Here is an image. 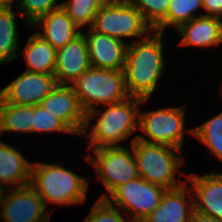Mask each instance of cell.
<instances>
[{
	"mask_svg": "<svg viewBox=\"0 0 222 222\" xmlns=\"http://www.w3.org/2000/svg\"><path fill=\"white\" fill-rule=\"evenodd\" d=\"M14 1L15 0H0V8H12V3Z\"/></svg>",
	"mask_w": 222,
	"mask_h": 222,
	"instance_id": "obj_32",
	"label": "cell"
},
{
	"mask_svg": "<svg viewBox=\"0 0 222 222\" xmlns=\"http://www.w3.org/2000/svg\"><path fill=\"white\" fill-rule=\"evenodd\" d=\"M92 152L94 156L88 155L87 160L106 189L99 199H106L117 187L139 177L132 147H105Z\"/></svg>",
	"mask_w": 222,
	"mask_h": 222,
	"instance_id": "obj_8",
	"label": "cell"
},
{
	"mask_svg": "<svg viewBox=\"0 0 222 222\" xmlns=\"http://www.w3.org/2000/svg\"><path fill=\"white\" fill-rule=\"evenodd\" d=\"M16 16L13 8H0L1 64L15 60L20 52Z\"/></svg>",
	"mask_w": 222,
	"mask_h": 222,
	"instance_id": "obj_21",
	"label": "cell"
},
{
	"mask_svg": "<svg viewBox=\"0 0 222 222\" xmlns=\"http://www.w3.org/2000/svg\"><path fill=\"white\" fill-rule=\"evenodd\" d=\"M107 0H69L62 2L61 6L74 24L81 28L93 24L95 14Z\"/></svg>",
	"mask_w": 222,
	"mask_h": 222,
	"instance_id": "obj_25",
	"label": "cell"
},
{
	"mask_svg": "<svg viewBox=\"0 0 222 222\" xmlns=\"http://www.w3.org/2000/svg\"><path fill=\"white\" fill-rule=\"evenodd\" d=\"M87 41L90 65L110 70H124L128 43L95 32L89 28L87 34L82 32Z\"/></svg>",
	"mask_w": 222,
	"mask_h": 222,
	"instance_id": "obj_12",
	"label": "cell"
},
{
	"mask_svg": "<svg viewBox=\"0 0 222 222\" xmlns=\"http://www.w3.org/2000/svg\"><path fill=\"white\" fill-rule=\"evenodd\" d=\"M90 67L87 41L82 32L57 49L54 76L61 85H71Z\"/></svg>",
	"mask_w": 222,
	"mask_h": 222,
	"instance_id": "obj_14",
	"label": "cell"
},
{
	"mask_svg": "<svg viewBox=\"0 0 222 222\" xmlns=\"http://www.w3.org/2000/svg\"><path fill=\"white\" fill-rule=\"evenodd\" d=\"M84 222H126L121 210L106 199H98Z\"/></svg>",
	"mask_w": 222,
	"mask_h": 222,
	"instance_id": "obj_29",
	"label": "cell"
},
{
	"mask_svg": "<svg viewBox=\"0 0 222 222\" xmlns=\"http://www.w3.org/2000/svg\"><path fill=\"white\" fill-rule=\"evenodd\" d=\"M33 106L0 103V135L3 132L32 133Z\"/></svg>",
	"mask_w": 222,
	"mask_h": 222,
	"instance_id": "obj_22",
	"label": "cell"
},
{
	"mask_svg": "<svg viewBox=\"0 0 222 222\" xmlns=\"http://www.w3.org/2000/svg\"><path fill=\"white\" fill-rule=\"evenodd\" d=\"M153 32L128 43L123 71L126 90L131 97L150 99L166 67L162 44L164 33Z\"/></svg>",
	"mask_w": 222,
	"mask_h": 222,
	"instance_id": "obj_2",
	"label": "cell"
},
{
	"mask_svg": "<svg viewBox=\"0 0 222 222\" xmlns=\"http://www.w3.org/2000/svg\"><path fill=\"white\" fill-rule=\"evenodd\" d=\"M89 181L60 164L32 162L30 185L49 203L76 205L86 201Z\"/></svg>",
	"mask_w": 222,
	"mask_h": 222,
	"instance_id": "obj_3",
	"label": "cell"
},
{
	"mask_svg": "<svg viewBox=\"0 0 222 222\" xmlns=\"http://www.w3.org/2000/svg\"><path fill=\"white\" fill-rule=\"evenodd\" d=\"M203 8L202 0H171L166 18L154 29L163 32L166 27L174 26L176 29L194 19L195 13Z\"/></svg>",
	"mask_w": 222,
	"mask_h": 222,
	"instance_id": "obj_23",
	"label": "cell"
},
{
	"mask_svg": "<svg viewBox=\"0 0 222 222\" xmlns=\"http://www.w3.org/2000/svg\"><path fill=\"white\" fill-rule=\"evenodd\" d=\"M39 132L75 134L61 119L47 112L41 105H35L33 106L32 134Z\"/></svg>",
	"mask_w": 222,
	"mask_h": 222,
	"instance_id": "obj_27",
	"label": "cell"
},
{
	"mask_svg": "<svg viewBox=\"0 0 222 222\" xmlns=\"http://www.w3.org/2000/svg\"><path fill=\"white\" fill-rule=\"evenodd\" d=\"M166 190L138 177L117 187L106 200L128 212L130 222H142L158 207Z\"/></svg>",
	"mask_w": 222,
	"mask_h": 222,
	"instance_id": "obj_9",
	"label": "cell"
},
{
	"mask_svg": "<svg viewBox=\"0 0 222 222\" xmlns=\"http://www.w3.org/2000/svg\"><path fill=\"white\" fill-rule=\"evenodd\" d=\"M202 5L206 13L203 16L222 17V0H202Z\"/></svg>",
	"mask_w": 222,
	"mask_h": 222,
	"instance_id": "obj_30",
	"label": "cell"
},
{
	"mask_svg": "<svg viewBox=\"0 0 222 222\" xmlns=\"http://www.w3.org/2000/svg\"><path fill=\"white\" fill-rule=\"evenodd\" d=\"M182 175L191 181L190 189L193 194L194 210L215 217L222 221V173L212 172L199 176L195 174Z\"/></svg>",
	"mask_w": 222,
	"mask_h": 222,
	"instance_id": "obj_13",
	"label": "cell"
},
{
	"mask_svg": "<svg viewBox=\"0 0 222 222\" xmlns=\"http://www.w3.org/2000/svg\"><path fill=\"white\" fill-rule=\"evenodd\" d=\"M57 50L38 33L27 40L23 52L28 72L54 75Z\"/></svg>",
	"mask_w": 222,
	"mask_h": 222,
	"instance_id": "obj_20",
	"label": "cell"
},
{
	"mask_svg": "<svg viewBox=\"0 0 222 222\" xmlns=\"http://www.w3.org/2000/svg\"><path fill=\"white\" fill-rule=\"evenodd\" d=\"M51 74L24 71L0 91V103L35 106L60 86Z\"/></svg>",
	"mask_w": 222,
	"mask_h": 222,
	"instance_id": "obj_11",
	"label": "cell"
},
{
	"mask_svg": "<svg viewBox=\"0 0 222 222\" xmlns=\"http://www.w3.org/2000/svg\"><path fill=\"white\" fill-rule=\"evenodd\" d=\"M0 207L3 222H48L52 215V211H45L42 198L30 184L11 189L9 194L8 188L2 190Z\"/></svg>",
	"mask_w": 222,
	"mask_h": 222,
	"instance_id": "obj_10",
	"label": "cell"
},
{
	"mask_svg": "<svg viewBox=\"0 0 222 222\" xmlns=\"http://www.w3.org/2000/svg\"><path fill=\"white\" fill-rule=\"evenodd\" d=\"M149 100L129 96L121 102L107 105L108 107L104 111L96 108L86 112L85 126L80 136L88 138V150H92L91 148L122 147L119 143L127 140L131 134L139 130V109L142 104L144 105ZM95 117L98 119L94 126L91 121ZM90 128L92 131L90 130L88 133Z\"/></svg>",
	"mask_w": 222,
	"mask_h": 222,
	"instance_id": "obj_1",
	"label": "cell"
},
{
	"mask_svg": "<svg viewBox=\"0 0 222 222\" xmlns=\"http://www.w3.org/2000/svg\"><path fill=\"white\" fill-rule=\"evenodd\" d=\"M58 0H18L17 15L25 21L24 25L32 26L38 19L48 14L50 11L61 7ZM20 10V11H19ZM21 12V13H20Z\"/></svg>",
	"mask_w": 222,
	"mask_h": 222,
	"instance_id": "obj_26",
	"label": "cell"
},
{
	"mask_svg": "<svg viewBox=\"0 0 222 222\" xmlns=\"http://www.w3.org/2000/svg\"><path fill=\"white\" fill-rule=\"evenodd\" d=\"M205 146L222 160V112L210 118L200 126L187 129Z\"/></svg>",
	"mask_w": 222,
	"mask_h": 222,
	"instance_id": "obj_24",
	"label": "cell"
},
{
	"mask_svg": "<svg viewBox=\"0 0 222 222\" xmlns=\"http://www.w3.org/2000/svg\"><path fill=\"white\" fill-rule=\"evenodd\" d=\"M90 28L122 41L126 37L143 39L153 33L130 0H107L95 14Z\"/></svg>",
	"mask_w": 222,
	"mask_h": 222,
	"instance_id": "obj_6",
	"label": "cell"
},
{
	"mask_svg": "<svg viewBox=\"0 0 222 222\" xmlns=\"http://www.w3.org/2000/svg\"><path fill=\"white\" fill-rule=\"evenodd\" d=\"M154 30L167 16L171 0H130Z\"/></svg>",
	"mask_w": 222,
	"mask_h": 222,
	"instance_id": "obj_28",
	"label": "cell"
},
{
	"mask_svg": "<svg viewBox=\"0 0 222 222\" xmlns=\"http://www.w3.org/2000/svg\"><path fill=\"white\" fill-rule=\"evenodd\" d=\"M189 222H222L221 220L193 210Z\"/></svg>",
	"mask_w": 222,
	"mask_h": 222,
	"instance_id": "obj_31",
	"label": "cell"
},
{
	"mask_svg": "<svg viewBox=\"0 0 222 222\" xmlns=\"http://www.w3.org/2000/svg\"><path fill=\"white\" fill-rule=\"evenodd\" d=\"M84 112L125 100L129 94L123 70L90 67L71 84Z\"/></svg>",
	"mask_w": 222,
	"mask_h": 222,
	"instance_id": "obj_5",
	"label": "cell"
},
{
	"mask_svg": "<svg viewBox=\"0 0 222 222\" xmlns=\"http://www.w3.org/2000/svg\"><path fill=\"white\" fill-rule=\"evenodd\" d=\"M31 166L26 157L16 148L0 140V188L15 185L23 187L31 182Z\"/></svg>",
	"mask_w": 222,
	"mask_h": 222,
	"instance_id": "obj_19",
	"label": "cell"
},
{
	"mask_svg": "<svg viewBox=\"0 0 222 222\" xmlns=\"http://www.w3.org/2000/svg\"><path fill=\"white\" fill-rule=\"evenodd\" d=\"M188 183L166 190L158 207L142 222H189L194 210L193 194ZM190 195V203L187 195ZM188 203V204H187Z\"/></svg>",
	"mask_w": 222,
	"mask_h": 222,
	"instance_id": "obj_16",
	"label": "cell"
},
{
	"mask_svg": "<svg viewBox=\"0 0 222 222\" xmlns=\"http://www.w3.org/2000/svg\"><path fill=\"white\" fill-rule=\"evenodd\" d=\"M47 112L61 119L75 135H81L85 126L86 113L71 85H60L47 95L40 104Z\"/></svg>",
	"mask_w": 222,
	"mask_h": 222,
	"instance_id": "obj_15",
	"label": "cell"
},
{
	"mask_svg": "<svg viewBox=\"0 0 222 222\" xmlns=\"http://www.w3.org/2000/svg\"><path fill=\"white\" fill-rule=\"evenodd\" d=\"M130 143L139 177L167 190L178 188L186 182L176 180V173L180 172L179 168L185 165L184 159L180 155L177 156L178 153H182L181 149L143 142L135 136Z\"/></svg>",
	"mask_w": 222,
	"mask_h": 222,
	"instance_id": "obj_4",
	"label": "cell"
},
{
	"mask_svg": "<svg viewBox=\"0 0 222 222\" xmlns=\"http://www.w3.org/2000/svg\"><path fill=\"white\" fill-rule=\"evenodd\" d=\"M182 37L181 46L211 48L222 43V19L217 17H195L177 28Z\"/></svg>",
	"mask_w": 222,
	"mask_h": 222,
	"instance_id": "obj_17",
	"label": "cell"
},
{
	"mask_svg": "<svg viewBox=\"0 0 222 222\" xmlns=\"http://www.w3.org/2000/svg\"><path fill=\"white\" fill-rule=\"evenodd\" d=\"M36 25H40L38 29L43 30V32L41 30L37 33L45 38L56 50L64 47L82 32L67 15L62 6L38 19L31 26L32 28L28 27L29 30H33Z\"/></svg>",
	"mask_w": 222,
	"mask_h": 222,
	"instance_id": "obj_18",
	"label": "cell"
},
{
	"mask_svg": "<svg viewBox=\"0 0 222 222\" xmlns=\"http://www.w3.org/2000/svg\"><path fill=\"white\" fill-rule=\"evenodd\" d=\"M186 105L165 107L141 112L139 109L138 129L143 135L135 137L143 142L172 146L182 150ZM149 137V138H146Z\"/></svg>",
	"mask_w": 222,
	"mask_h": 222,
	"instance_id": "obj_7",
	"label": "cell"
}]
</instances>
